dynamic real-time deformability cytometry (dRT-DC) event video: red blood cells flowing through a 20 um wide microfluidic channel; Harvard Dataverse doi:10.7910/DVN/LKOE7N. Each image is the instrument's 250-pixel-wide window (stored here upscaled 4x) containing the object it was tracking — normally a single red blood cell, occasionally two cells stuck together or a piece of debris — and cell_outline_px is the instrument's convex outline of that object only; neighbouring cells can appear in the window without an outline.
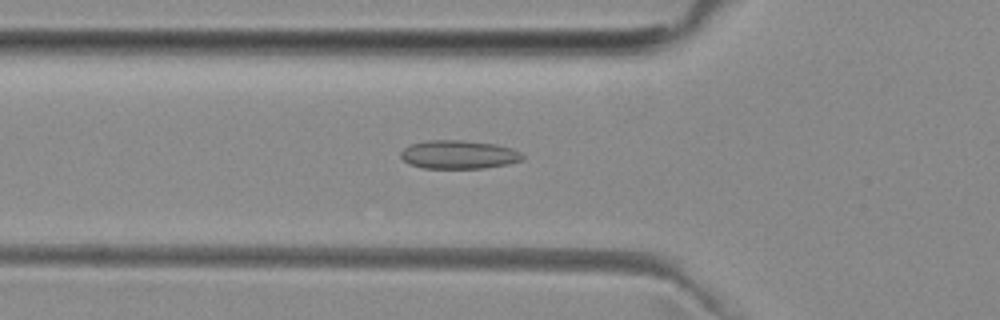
{"species": "common noctule bat (a hibernating species)", "species_latin": "Nyctalus noctula", "temperature_condition": "room temperature", "stored_images_in_passage": 52, "camera_frame_rate_fps": 3000, "um_per_image_px": 0.085, "animal": {"sex": "female", "body_mass_g": 29.2, "forearm_length_mm": 56.3}, "frame": {"image": 1, "passage_image": 18, "time_ms": 5.667, "image_size_px": [1000, 320], "cell_outline_px": [[524, 160], [508, 164], [484, 168], [424, 168], [408, 164], [400, 156], [400, 152], [404, 148], [412, 144], [428, 140], [464, 140], [496, 144], [512, 148], [520, 152], [524, 156]], "centroid_in_image_um": [39.01, 13.14], "position_along_channel_um": 86.8, "area_um2": 20.35}}
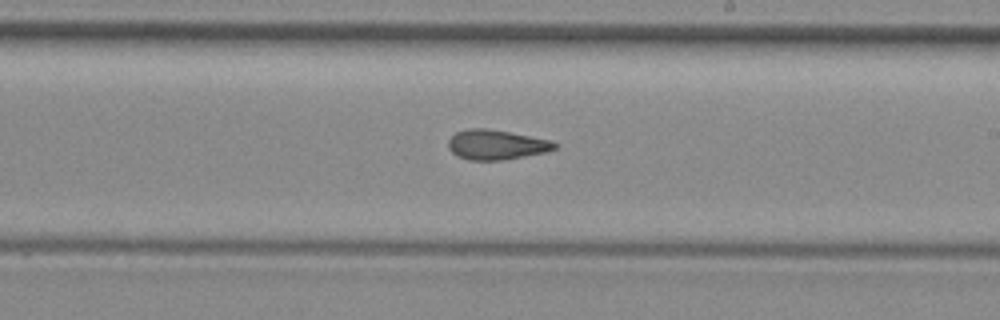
{"frame": {"image": 2, "passage_image": 30, "time_ms": 9.667, "image_size_px": [1000, 320], "cell_outline_px": [[556, 148], [544, 152], [504, 160], [468, 160], [456, 156], [448, 148], [448, 140], [456, 132], [468, 128], [488, 128], [552, 140], [556, 144]], "centroid_in_image_um": [42.14, 12.3], "position_along_channel_um": 246.9, "area_um2": 18.5}}
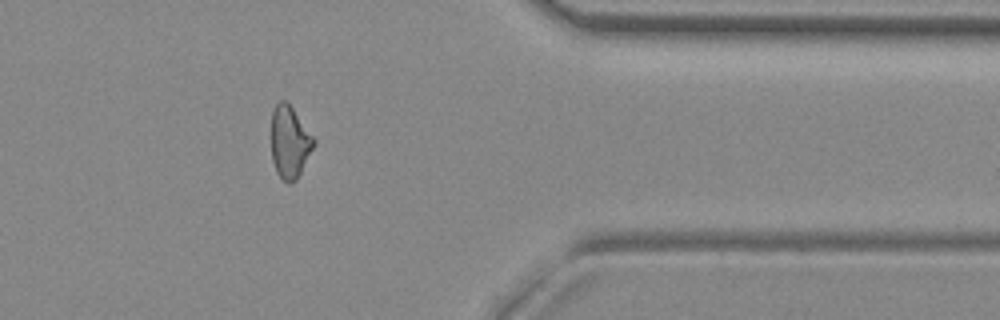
{"frame": {"image": 3, "passage_image": 42, "time_ms": 13.667, "image_size_px": [1000, 320], "cell_outline_px": [[316, 144], [296, 180], [292, 184], [288, 184], [276, 172], [272, 160], [272, 112], [276, 104], [280, 100], [288, 100], [316, 140]], "centroid_in_image_um": [24.64, 12.06], "position_along_channel_um": 386.8, "area_um2": 18.09}, "authors_computed_cell_mechanics": {"area_um2": 18.8717, "velocity_mm_per_s": 3.995, "shape_relaxation_time_tau1_ms": null, "shape_relaxation_time_tau2_ms": 2.7642, "deformation_change_tau1": null, "deformation_change_tau2": 0.1106}}